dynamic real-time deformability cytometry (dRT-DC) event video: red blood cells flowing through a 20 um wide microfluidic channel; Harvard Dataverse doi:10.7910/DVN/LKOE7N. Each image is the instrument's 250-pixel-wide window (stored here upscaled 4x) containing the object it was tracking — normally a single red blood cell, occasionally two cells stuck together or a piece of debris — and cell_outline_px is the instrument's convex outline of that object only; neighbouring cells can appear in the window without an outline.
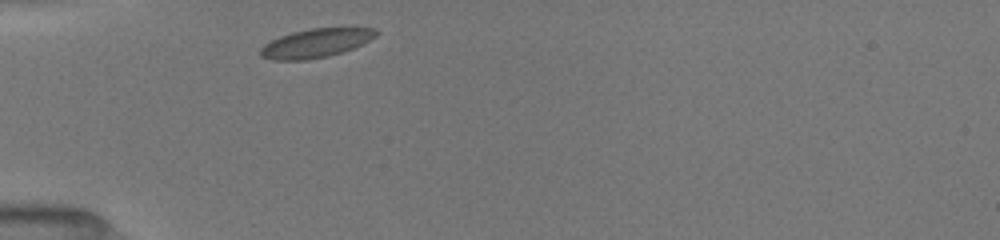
{"species": "common noctule bat (a hibernating species)", "species_latin": "Nyctalus noctula", "temperature_condition": "room temperature", "stored_images_in_passage": 29, "camera_frame_rate_fps": 3000, "um_per_image_px": 0.085, "animal": {"sex": "female", "body_mass_g": 19.5, "forearm_length_mm": 54.1}, "frame": {"image": 1, "passage_image": 1, "time_ms": 0.0, "image_size_px": [1000, 240], "cell_outline_px": [[380, 32], [376, 36], [352, 48], [328, 56], [304, 60], [272, 60], [260, 56], [260, 48], [264, 44], [280, 36], [292, 32], [312, 28], [376, 28]], "centroid_in_image_um": [26.81, 3.66], "position_along_channel_um": 58.2, "area_um2": 19.19}}
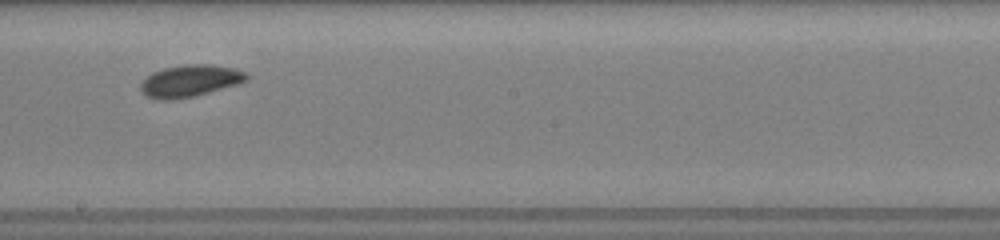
{"frame": {"image": 2, "passage_image": 15, "time_ms": 4.667, "image_size_px": [1000, 240], "cell_outline_px": [[248, 80], [236, 84], [208, 92], [192, 96], [172, 100], [156, 100], [140, 92], [140, 84], [152, 72], [164, 68], [184, 64], [212, 64], [232, 68], [244, 72], [248, 76]], "centroid_in_image_um": [16.1, 6.87], "position_along_channel_um": 232.1, "area_um2": 19.54}}
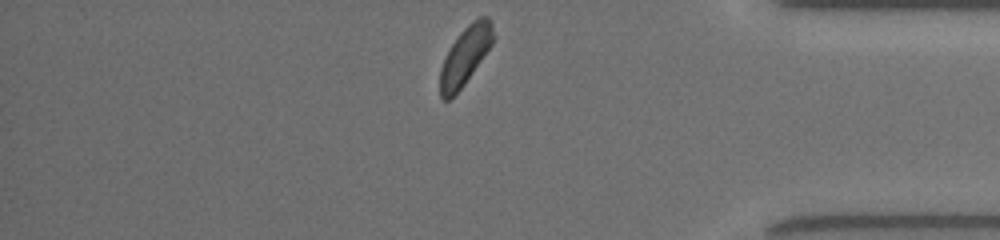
{"frame": {"image": 3, "passage_image": 29, "time_ms": 9.333, "image_size_px": [1000, 240], "cell_outline_px": [[496, 36], [492, 44], [464, 84], [448, 100], [444, 100], [440, 96], [440, 68], [452, 44], [460, 32], [472, 20], [480, 16], [488, 16], [492, 24]], "centroid_in_image_um": [39.57, 4.69], "position_along_channel_um": 395.6, "area_um2": 17.74}, "authors_computed_cell_mechanics": {"area_um2": 19.1318, "velocity_mm_per_s": 3.948, "shape_relaxation_time_tau1_ms": 2.8045, "shape_relaxation_time_tau2_ms": null, "deformation_change_tau1": 0.0701, "deformation_change_tau2": null}}